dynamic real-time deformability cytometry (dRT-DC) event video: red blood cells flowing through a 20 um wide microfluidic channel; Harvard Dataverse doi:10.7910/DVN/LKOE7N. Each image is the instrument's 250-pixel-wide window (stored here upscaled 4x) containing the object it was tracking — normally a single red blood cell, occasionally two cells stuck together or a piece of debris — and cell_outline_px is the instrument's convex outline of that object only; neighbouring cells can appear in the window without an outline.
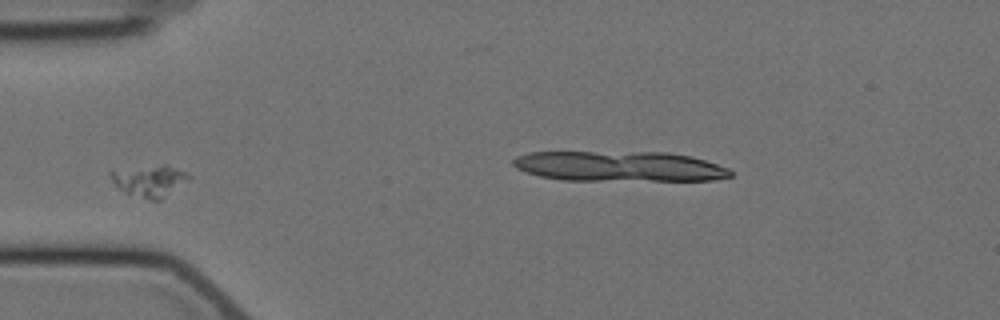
{"species": "Egyptian fruit bat (a non-hibernating species)", "species_latin": "Rousettus aegyptiacus", "temperature_condition": "cold", "stored_images_in_passage": 43, "camera_frame_rate_fps": 3000, "um_per_image_px": 0.085, "animal": {"sex": "female"}, "frame": {"image": 1, "passage_image": 1, "time_ms": 0.0, "image_size_px": [1000, 320], "cell_outline_px": [[192, 176], [160, 200], [152, 200], [124, 192], [108, 176], [108, 172], [164, 164], [184, 172]], "centroid_in_image_um": [12.7, 15.37], "position_along_channel_um": 72.3, "area_um2": 13.64}}
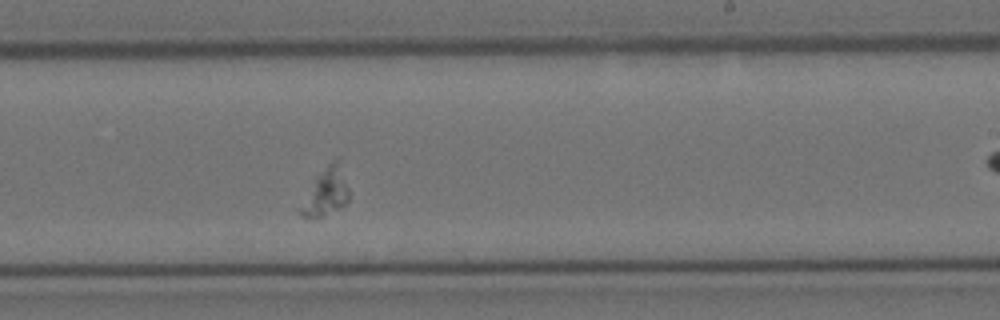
{"frame": {"image": 2, "passage_image": 18, "time_ms": 5.667, "image_size_px": [1000, 320], "cell_outline_px": [[348, 200], [340, 208], [324, 216], [300, 216], [296, 212], [296, 208], [316, 180], [328, 164], [332, 160], [336, 160], [348, 188]], "centroid_in_image_um": [27.64, 16.43], "position_along_channel_um": 261.4, "area_um2": 12.6}}
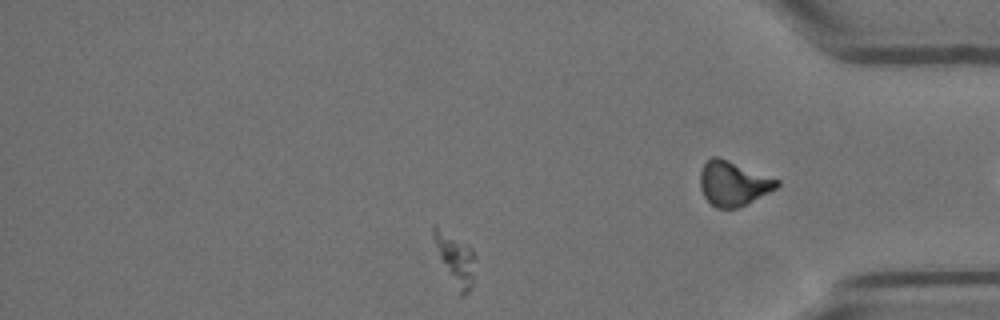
{"frame": {"image": 3, "passage_image": 33, "time_ms": 10.667, "image_size_px": [1000, 320], "cell_outline_px": [[476, 256], [472, 288], [464, 296], [460, 296], [440, 256], [432, 236], [432, 224], [436, 224], [468, 244], [472, 248]], "centroid_in_image_um": [38.74, 21.98], "position_along_channel_um": 396.5, "area_um2": 12.43}}